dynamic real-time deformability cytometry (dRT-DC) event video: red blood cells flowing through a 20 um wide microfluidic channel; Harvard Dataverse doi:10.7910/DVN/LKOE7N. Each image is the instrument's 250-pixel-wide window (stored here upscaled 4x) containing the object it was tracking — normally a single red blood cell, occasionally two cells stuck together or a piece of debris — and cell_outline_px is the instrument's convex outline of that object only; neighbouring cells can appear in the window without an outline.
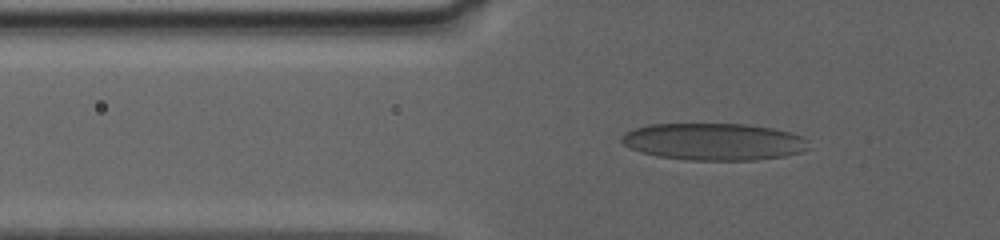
{"species": "human", "species_latin": "Homo sapiens", "temperature_condition": "warm", "stored_images_in_passage": 6, "camera_frame_rate_fps": 3000, "um_per_image_px": 0.085, "donor": {"sex": "female"}, "frame": {"image": 1, "passage_image": 2, "time_ms": 0.333, "image_size_px": [1000, 240], "cell_outline_px": [[808, 148], [800, 152], [784, 156], [756, 160], [688, 160], [656, 156], [640, 152], [624, 144], [620, 140], [620, 136], [636, 128], [652, 124], [744, 124], [772, 128], [792, 132], [804, 136], [808, 140]], "centroid_in_image_um": [60.71, 12.05], "position_along_channel_um": 65.1, "area_um2": 40.46}}